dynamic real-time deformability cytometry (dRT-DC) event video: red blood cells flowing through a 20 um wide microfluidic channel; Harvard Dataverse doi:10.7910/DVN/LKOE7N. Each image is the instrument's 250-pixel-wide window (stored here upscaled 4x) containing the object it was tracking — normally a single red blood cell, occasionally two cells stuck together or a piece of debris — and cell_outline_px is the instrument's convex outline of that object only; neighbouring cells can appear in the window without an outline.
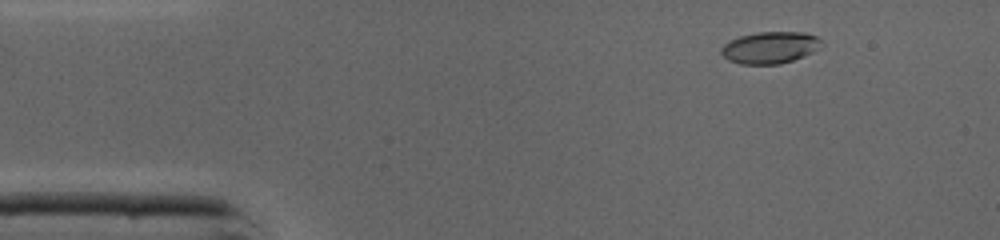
{"species": "common noctule bat (a hibernating species)", "species_latin": "Nyctalus noctula", "temperature_condition": "cold", "stored_images_in_passage": 46, "camera_frame_rate_fps": 3000, "um_per_image_px": 0.085, "animal": {"sex": "male", "body_mass_g": 19.0, "forearm_length_mm": 50.8}, "frame": {"image": 1, "passage_image": 6, "time_ms": 1.667, "image_size_px": [1000, 240], "cell_outline_px": [[820, 48], [804, 56], [780, 64], [740, 64], [728, 60], [720, 52], [720, 48], [724, 44], [740, 36], [756, 32], [804, 32], [816, 36], [820, 40]], "centroid_in_image_um": [65.43, 4.04], "position_along_channel_um": 19.6, "area_um2": 18.5}}
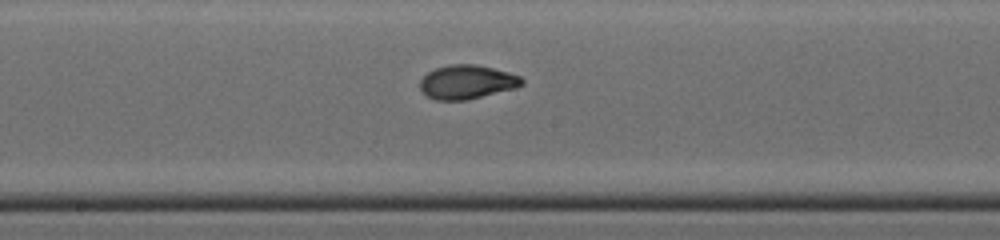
{"frame": {"image": 2, "passage_image": 24, "time_ms": 7.667, "image_size_px": [1000, 240], "cell_outline_px": [[524, 84], [516, 88], [468, 100], [436, 100], [428, 96], [420, 88], [420, 80], [428, 72], [436, 68], [448, 64], [476, 64], [508, 72], [520, 76], [524, 80]], "centroid_in_image_um": [39.71, 6.97], "position_along_channel_um": 208.5, "area_um2": 20.17}}
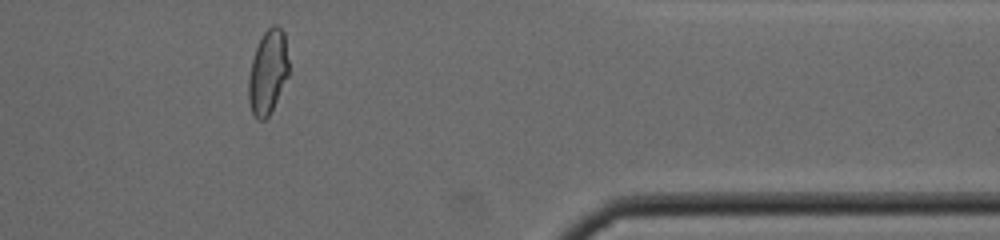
{"frame": {"image": 3, "passage_image": 38, "time_ms": 12.333, "image_size_px": [1000, 240], "cell_outline_px": [[288, 76], [268, 116], [264, 120], [256, 120], [252, 112], [248, 100], [248, 80], [252, 60], [256, 48], [264, 32], [272, 24], [276, 24], [284, 32], [288, 60]], "centroid_in_image_um": [22.76, 6.13], "position_along_channel_um": 388.6, "area_um2": 19.48}, "authors_computed_cell_mechanics": {"area_um2": 19.8254, "velocity_mm_per_s": 4.3844, "shape_relaxation_time_tau1_ms": 4.8573, "shape_relaxation_time_tau2_ms": 0.8103, "deformation_change_tau1": 0.2022, "deformation_change_tau2": 0.0493}}